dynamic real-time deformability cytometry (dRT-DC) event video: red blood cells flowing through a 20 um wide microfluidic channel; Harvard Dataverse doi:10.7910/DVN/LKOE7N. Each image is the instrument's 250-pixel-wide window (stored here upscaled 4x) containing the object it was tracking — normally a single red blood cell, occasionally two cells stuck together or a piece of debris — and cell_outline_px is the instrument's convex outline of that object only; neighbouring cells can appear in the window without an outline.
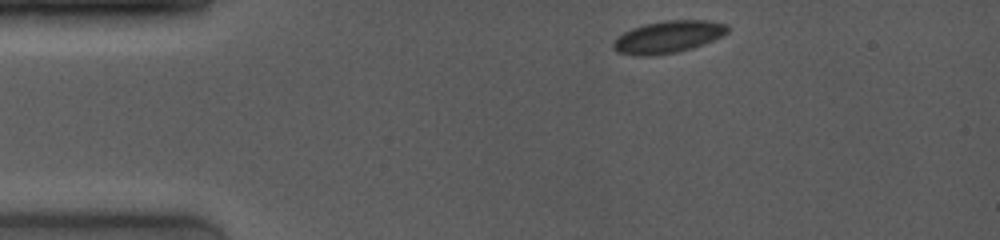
{"species": "common noctule bat (a hibernating species)", "species_latin": "Nyctalus noctula", "temperature_condition": "room temperature", "stored_images_in_passage": 31, "camera_frame_rate_fps": 4000, "um_per_image_px": 0.085, "animal": {"sex": "female", "body_mass_g": 19.0, "forearm_length_mm": 53.3}, "frame": {"image": 1, "passage_image": 1, "time_ms": 0.0, "image_size_px": [1000, 240], "cell_outline_px": [[728, 32], [712, 40], [692, 48], [676, 52], [652, 56], [636, 56], [616, 52], [612, 48], [612, 44], [616, 36], [632, 28], [644, 24], [664, 20], [708, 20], [728, 24]], "centroid_in_image_um": [56.73, 3.14], "position_along_channel_um": 28.3, "area_um2": 21.56}}
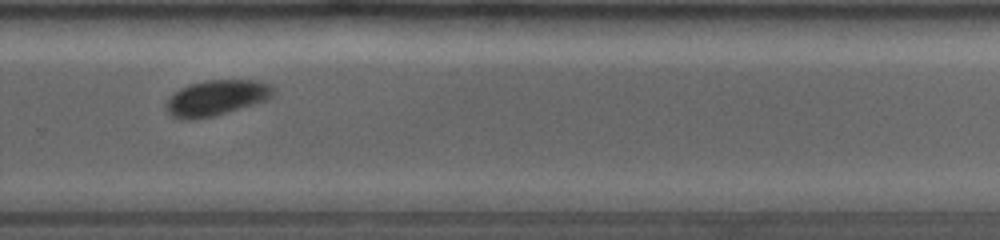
{"frame": {"image": 2, "passage_image": 18, "time_ms": 8.5, "image_size_px": [1000, 240], "cell_outline_px": [[272, 96], [268, 100], [212, 116], [192, 120], [180, 120], [168, 116], [168, 100], [180, 88], [188, 84], [204, 80], [256, 80], [268, 84], [272, 88]], "centroid_in_image_um": [18.36, 8.32], "position_along_channel_um": 311.4, "area_um2": 21.96}}
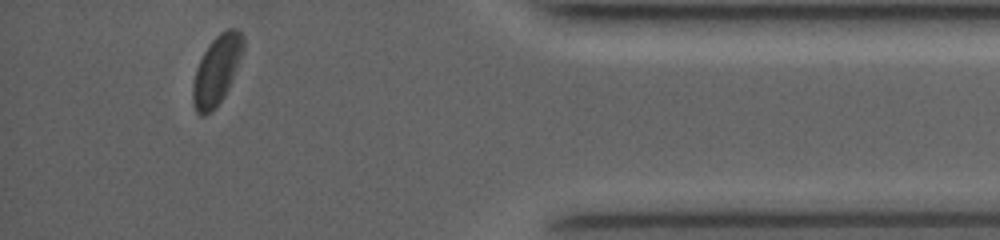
{"frame": {"image": 3, "passage_image": 28, "time_ms": 11.75, "image_size_px": [1000, 240], "cell_outline_px": [[244, 52], [228, 88], [224, 96], [212, 112], [204, 116], [200, 116], [196, 112], [192, 100], [192, 88], [196, 68], [204, 52], [212, 40], [220, 32], [228, 28], [236, 28], [244, 36]], "centroid_in_image_um": [18.43, 5.96], "position_along_channel_um": 416.8, "area_um2": 20.4}, "authors_computed_cell_mechanics": {"area_um2": 21.4438, "velocity_mm_per_s": 4.0314, "shape_relaxation_time_tau1_ms": 1.8419, "shape_relaxation_time_tau2_ms": 1.536, "deformation_change_tau1": 0.0572, "deformation_change_tau2": 0.0288}}